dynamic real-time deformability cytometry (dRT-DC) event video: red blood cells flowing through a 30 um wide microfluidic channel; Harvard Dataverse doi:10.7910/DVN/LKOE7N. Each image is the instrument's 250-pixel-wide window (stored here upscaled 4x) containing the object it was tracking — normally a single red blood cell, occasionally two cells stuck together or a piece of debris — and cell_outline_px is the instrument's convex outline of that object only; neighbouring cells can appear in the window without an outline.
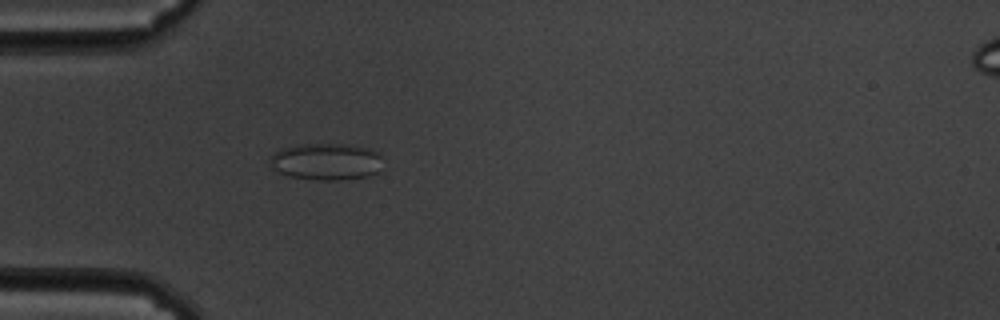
{"species": "common noctule bat (a hibernating species)", "species_latin": "Nyctalus noctula", "temperature_condition": "cold", "stored_images_in_passage": 59, "camera_frame_rate_fps": 3000, "um_per_image_px": 0.085, "animal": {"sex": "male", "body_mass_g": 19.5, "forearm_length_mm": 54.6}, "frame": {"image": 1, "passage_image": 18, "time_ms": 5.667, "image_size_px": [1000, 320], "cell_outline_px": [[380, 156], [376, 172], [368, 176], [336, 180], [320, 180], [288, 176], [272, 168], [268, 160], [268, 156], [280, 148], [296, 144], [348, 144], [380, 152]], "centroid_in_image_um": [27.62, 13.72], "position_along_channel_um": 57.4, "area_um2": 24.16}}
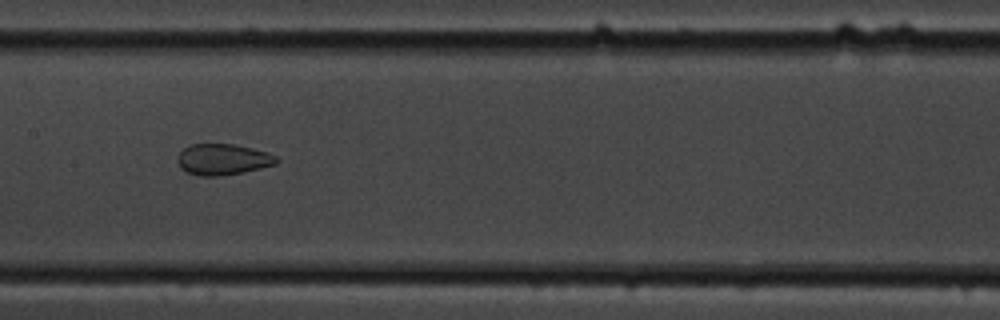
{"frame": {"image": 2, "passage_image": 30, "time_ms": 9.667, "image_size_px": [1000, 320], "cell_outline_px": [[280, 160], [276, 164], [260, 168], [220, 176], [200, 176], [184, 172], [180, 168], [176, 160], [176, 156], [184, 148], [192, 144], [236, 144], [268, 152], [276, 156]], "centroid_in_image_um": [18.91, 13.55], "position_along_channel_um": 188.5, "area_um2": 18.09}}
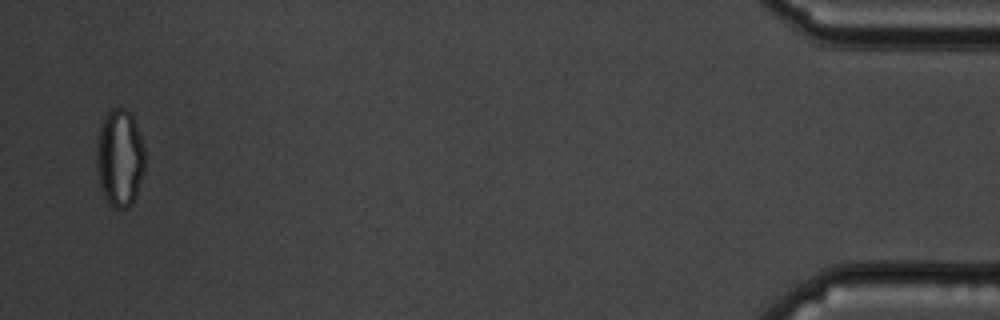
{"frame": {"image": 3, "passage_image": 58, "time_ms": 19.0, "image_size_px": [1000, 320], "cell_outline_px": [[144, 172], [136, 196], [132, 204], [128, 208], [116, 208], [104, 196], [100, 184], [96, 164], [96, 144], [100, 124], [104, 116], [112, 108], [124, 108], [132, 112], [144, 148]], "centroid_in_image_um": [10.18, 13.39], "position_along_channel_um": 425.0, "area_um2": 27.63}, "authors_computed_cell_mechanics": {"area_um2": 24.7384, "velocity_mm_per_s": 3.4051, "shape_relaxation_time_tau1_ms": null, "shape_relaxation_time_tau2_ms": 1.7073, "deformation_change_tau1": null, "deformation_change_tau2": 0.0748}}